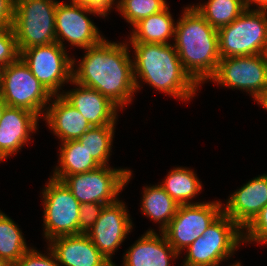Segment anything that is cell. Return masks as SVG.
I'll return each instance as SVG.
<instances>
[{
    "label": "cell",
    "mask_w": 267,
    "mask_h": 266,
    "mask_svg": "<svg viewBox=\"0 0 267 266\" xmlns=\"http://www.w3.org/2000/svg\"><path fill=\"white\" fill-rule=\"evenodd\" d=\"M128 42H109L105 38L97 45L85 50L83 59L75 67L73 59L72 80L95 89L110 99L121 111L132 103L136 86L133 60ZM126 104V105H125Z\"/></svg>",
    "instance_id": "obj_1"
},
{
    "label": "cell",
    "mask_w": 267,
    "mask_h": 266,
    "mask_svg": "<svg viewBox=\"0 0 267 266\" xmlns=\"http://www.w3.org/2000/svg\"><path fill=\"white\" fill-rule=\"evenodd\" d=\"M136 90L140 80L179 100H191L199 85L184 70L174 44L130 42ZM139 78L140 80L138 81Z\"/></svg>",
    "instance_id": "obj_2"
},
{
    "label": "cell",
    "mask_w": 267,
    "mask_h": 266,
    "mask_svg": "<svg viewBox=\"0 0 267 266\" xmlns=\"http://www.w3.org/2000/svg\"><path fill=\"white\" fill-rule=\"evenodd\" d=\"M177 21L175 49L184 70L201 86L214 75L221 59L218 31L191 5Z\"/></svg>",
    "instance_id": "obj_3"
},
{
    "label": "cell",
    "mask_w": 267,
    "mask_h": 266,
    "mask_svg": "<svg viewBox=\"0 0 267 266\" xmlns=\"http://www.w3.org/2000/svg\"><path fill=\"white\" fill-rule=\"evenodd\" d=\"M217 31L221 58L267 54V10L246 9Z\"/></svg>",
    "instance_id": "obj_4"
},
{
    "label": "cell",
    "mask_w": 267,
    "mask_h": 266,
    "mask_svg": "<svg viewBox=\"0 0 267 266\" xmlns=\"http://www.w3.org/2000/svg\"><path fill=\"white\" fill-rule=\"evenodd\" d=\"M243 230L223 212L187 247L183 266H219L237 251Z\"/></svg>",
    "instance_id": "obj_5"
},
{
    "label": "cell",
    "mask_w": 267,
    "mask_h": 266,
    "mask_svg": "<svg viewBox=\"0 0 267 266\" xmlns=\"http://www.w3.org/2000/svg\"><path fill=\"white\" fill-rule=\"evenodd\" d=\"M56 0H15L13 30L19 53L56 42Z\"/></svg>",
    "instance_id": "obj_6"
},
{
    "label": "cell",
    "mask_w": 267,
    "mask_h": 266,
    "mask_svg": "<svg viewBox=\"0 0 267 266\" xmlns=\"http://www.w3.org/2000/svg\"><path fill=\"white\" fill-rule=\"evenodd\" d=\"M0 96L7 106L28 110L39 118L52 98L20 57L1 69Z\"/></svg>",
    "instance_id": "obj_7"
},
{
    "label": "cell",
    "mask_w": 267,
    "mask_h": 266,
    "mask_svg": "<svg viewBox=\"0 0 267 266\" xmlns=\"http://www.w3.org/2000/svg\"><path fill=\"white\" fill-rule=\"evenodd\" d=\"M129 169H112L108 165L67 177H52L62 181L73 196L84 203L111 204L119 199L120 192L130 181Z\"/></svg>",
    "instance_id": "obj_8"
},
{
    "label": "cell",
    "mask_w": 267,
    "mask_h": 266,
    "mask_svg": "<svg viewBox=\"0 0 267 266\" xmlns=\"http://www.w3.org/2000/svg\"><path fill=\"white\" fill-rule=\"evenodd\" d=\"M42 191L45 239L50 241L60 236L78 235L81 204L72 192L62 181L52 177Z\"/></svg>",
    "instance_id": "obj_9"
},
{
    "label": "cell",
    "mask_w": 267,
    "mask_h": 266,
    "mask_svg": "<svg viewBox=\"0 0 267 266\" xmlns=\"http://www.w3.org/2000/svg\"><path fill=\"white\" fill-rule=\"evenodd\" d=\"M59 43L26 48L20 52V58L29 67L32 74L52 95H62V85L72 82L73 57ZM59 91V92H58Z\"/></svg>",
    "instance_id": "obj_10"
},
{
    "label": "cell",
    "mask_w": 267,
    "mask_h": 266,
    "mask_svg": "<svg viewBox=\"0 0 267 266\" xmlns=\"http://www.w3.org/2000/svg\"><path fill=\"white\" fill-rule=\"evenodd\" d=\"M209 81L244 90L256 100L267 89V54L221 58Z\"/></svg>",
    "instance_id": "obj_11"
},
{
    "label": "cell",
    "mask_w": 267,
    "mask_h": 266,
    "mask_svg": "<svg viewBox=\"0 0 267 266\" xmlns=\"http://www.w3.org/2000/svg\"><path fill=\"white\" fill-rule=\"evenodd\" d=\"M220 201L195 202L179 205L175 216L162 231L168 243L180 255L192 244L223 212Z\"/></svg>",
    "instance_id": "obj_12"
},
{
    "label": "cell",
    "mask_w": 267,
    "mask_h": 266,
    "mask_svg": "<svg viewBox=\"0 0 267 266\" xmlns=\"http://www.w3.org/2000/svg\"><path fill=\"white\" fill-rule=\"evenodd\" d=\"M105 17L99 10L71 3L58 1L55 14L56 42L65 48L64 39L71 46L82 49L99 44L104 37L87 15Z\"/></svg>",
    "instance_id": "obj_13"
},
{
    "label": "cell",
    "mask_w": 267,
    "mask_h": 266,
    "mask_svg": "<svg viewBox=\"0 0 267 266\" xmlns=\"http://www.w3.org/2000/svg\"><path fill=\"white\" fill-rule=\"evenodd\" d=\"M124 202L119 199L104 205L99 218L86 233L95 247L114 266L111 257L133 229L130 214Z\"/></svg>",
    "instance_id": "obj_14"
},
{
    "label": "cell",
    "mask_w": 267,
    "mask_h": 266,
    "mask_svg": "<svg viewBox=\"0 0 267 266\" xmlns=\"http://www.w3.org/2000/svg\"><path fill=\"white\" fill-rule=\"evenodd\" d=\"M267 204V174L248 181L229 196L223 213L244 230Z\"/></svg>",
    "instance_id": "obj_15"
},
{
    "label": "cell",
    "mask_w": 267,
    "mask_h": 266,
    "mask_svg": "<svg viewBox=\"0 0 267 266\" xmlns=\"http://www.w3.org/2000/svg\"><path fill=\"white\" fill-rule=\"evenodd\" d=\"M39 117L22 108L6 106L0 119V162L18 152L37 131Z\"/></svg>",
    "instance_id": "obj_16"
},
{
    "label": "cell",
    "mask_w": 267,
    "mask_h": 266,
    "mask_svg": "<svg viewBox=\"0 0 267 266\" xmlns=\"http://www.w3.org/2000/svg\"><path fill=\"white\" fill-rule=\"evenodd\" d=\"M71 83L76 86V89L63 92L62 96L92 127L116 124L117 112L120 109L117 105L95 89L80 85L73 80Z\"/></svg>",
    "instance_id": "obj_17"
},
{
    "label": "cell",
    "mask_w": 267,
    "mask_h": 266,
    "mask_svg": "<svg viewBox=\"0 0 267 266\" xmlns=\"http://www.w3.org/2000/svg\"><path fill=\"white\" fill-rule=\"evenodd\" d=\"M60 266H114L84 233L48 241Z\"/></svg>",
    "instance_id": "obj_18"
},
{
    "label": "cell",
    "mask_w": 267,
    "mask_h": 266,
    "mask_svg": "<svg viewBox=\"0 0 267 266\" xmlns=\"http://www.w3.org/2000/svg\"><path fill=\"white\" fill-rule=\"evenodd\" d=\"M159 234L153 229L147 230L126 250L122 266H170V260L178 258L179 254L168 243L163 232Z\"/></svg>",
    "instance_id": "obj_19"
},
{
    "label": "cell",
    "mask_w": 267,
    "mask_h": 266,
    "mask_svg": "<svg viewBox=\"0 0 267 266\" xmlns=\"http://www.w3.org/2000/svg\"><path fill=\"white\" fill-rule=\"evenodd\" d=\"M52 98L43 119L61 142L78 140L92 127L62 95H55Z\"/></svg>",
    "instance_id": "obj_20"
},
{
    "label": "cell",
    "mask_w": 267,
    "mask_h": 266,
    "mask_svg": "<svg viewBox=\"0 0 267 266\" xmlns=\"http://www.w3.org/2000/svg\"><path fill=\"white\" fill-rule=\"evenodd\" d=\"M174 22L167 6L161 12L145 17L134 24L129 42L170 44L168 40L175 38Z\"/></svg>",
    "instance_id": "obj_21"
},
{
    "label": "cell",
    "mask_w": 267,
    "mask_h": 266,
    "mask_svg": "<svg viewBox=\"0 0 267 266\" xmlns=\"http://www.w3.org/2000/svg\"><path fill=\"white\" fill-rule=\"evenodd\" d=\"M141 202L142 213L154 222H159L162 232L175 216L179 205L159 185L145 186Z\"/></svg>",
    "instance_id": "obj_22"
},
{
    "label": "cell",
    "mask_w": 267,
    "mask_h": 266,
    "mask_svg": "<svg viewBox=\"0 0 267 266\" xmlns=\"http://www.w3.org/2000/svg\"><path fill=\"white\" fill-rule=\"evenodd\" d=\"M161 183L165 192L178 205L194 204L190 201L202 190L197 174L186 167L172 169Z\"/></svg>",
    "instance_id": "obj_23"
},
{
    "label": "cell",
    "mask_w": 267,
    "mask_h": 266,
    "mask_svg": "<svg viewBox=\"0 0 267 266\" xmlns=\"http://www.w3.org/2000/svg\"><path fill=\"white\" fill-rule=\"evenodd\" d=\"M58 162L60 164L56 166L51 177H67L85 173L100 166L78 140L61 143Z\"/></svg>",
    "instance_id": "obj_24"
},
{
    "label": "cell",
    "mask_w": 267,
    "mask_h": 266,
    "mask_svg": "<svg viewBox=\"0 0 267 266\" xmlns=\"http://www.w3.org/2000/svg\"><path fill=\"white\" fill-rule=\"evenodd\" d=\"M29 249L18 225L0 210V257L13 266Z\"/></svg>",
    "instance_id": "obj_25"
},
{
    "label": "cell",
    "mask_w": 267,
    "mask_h": 266,
    "mask_svg": "<svg viewBox=\"0 0 267 266\" xmlns=\"http://www.w3.org/2000/svg\"><path fill=\"white\" fill-rule=\"evenodd\" d=\"M192 6L217 30L230 24L246 10L243 0H208L202 5L197 3Z\"/></svg>",
    "instance_id": "obj_26"
},
{
    "label": "cell",
    "mask_w": 267,
    "mask_h": 266,
    "mask_svg": "<svg viewBox=\"0 0 267 266\" xmlns=\"http://www.w3.org/2000/svg\"><path fill=\"white\" fill-rule=\"evenodd\" d=\"M114 126L115 125H104L91 127L78 139L80 144L85 147L89 155L100 166L108 165L113 146Z\"/></svg>",
    "instance_id": "obj_27"
},
{
    "label": "cell",
    "mask_w": 267,
    "mask_h": 266,
    "mask_svg": "<svg viewBox=\"0 0 267 266\" xmlns=\"http://www.w3.org/2000/svg\"><path fill=\"white\" fill-rule=\"evenodd\" d=\"M116 8L130 25L164 10L166 0H118Z\"/></svg>",
    "instance_id": "obj_28"
},
{
    "label": "cell",
    "mask_w": 267,
    "mask_h": 266,
    "mask_svg": "<svg viewBox=\"0 0 267 266\" xmlns=\"http://www.w3.org/2000/svg\"><path fill=\"white\" fill-rule=\"evenodd\" d=\"M20 56L13 27L0 26V69Z\"/></svg>",
    "instance_id": "obj_29"
},
{
    "label": "cell",
    "mask_w": 267,
    "mask_h": 266,
    "mask_svg": "<svg viewBox=\"0 0 267 266\" xmlns=\"http://www.w3.org/2000/svg\"><path fill=\"white\" fill-rule=\"evenodd\" d=\"M242 242H257L260 244L262 242L267 244V204L245 228V230H243Z\"/></svg>",
    "instance_id": "obj_30"
},
{
    "label": "cell",
    "mask_w": 267,
    "mask_h": 266,
    "mask_svg": "<svg viewBox=\"0 0 267 266\" xmlns=\"http://www.w3.org/2000/svg\"><path fill=\"white\" fill-rule=\"evenodd\" d=\"M48 249L47 256L30 247L13 266H60L52 250Z\"/></svg>",
    "instance_id": "obj_31"
},
{
    "label": "cell",
    "mask_w": 267,
    "mask_h": 266,
    "mask_svg": "<svg viewBox=\"0 0 267 266\" xmlns=\"http://www.w3.org/2000/svg\"><path fill=\"white\" fill-rule=\"evenodd\" d=\"M105 204L84 203L80 205L79 234H86L95 224Z\"/></svg>",
    "instance_id": "obj_32"
},
{
    "label": "cell",
    "mask_w": 267,
    "mask_h": 266,
    "mask_svg": "<svg viewBox=\"0 0 267 266\" xmlns=\"http://www.w3.org/2000/svg\"><path fill=\"white\" fill-rule=\"evenodd\" d=\"M15 0H0V26L13 27Z\"/></svg>",
    "instance_id": "obj_33"
},
{
    "label": "cell",
    "mask_w": 267,
    "mask_h": 266,
    "mask_svg": "<svg viewBox=\"0 0 267 266\" xmlns=\"http://www.w3.org/2000/svg\"><path fill=\"white\" fill-rule=\"evenodd\" d=\"M117 0H70L71 3L88 6L94 9L99 10L106 17L110 9L112 10L113 6L117 4Z\"/></svg>",
    "instance_id": "obj_34"
},
{
    "label": "cell",
    "mask_w": 267,
    "mask_h": 266,
    "mask_svg": "<svg viewBox=\"0 0 267 266\" xmlns=\"http://www.w3.org/2000/svg\"><path fill=\"white\" fill-rule=\"evenodd\" d=\"M246 9H250L251 5H256L257 10H267V0H243Z\"/></svg>",
    "instance_id": "obj_35"
},
{
    "label": "cell",
    "mask_w": 267,
    "mask_h": 266,
    "mask_svg": "<svg viewBox=\"0 0 267 266\" xmlns=\"http://www.w3.org/2000/svg\"><path fill=\"white\" fill-rule=\"evenodd\" d=\"M255 101L267 110V89Z\"/></svg>",
    "instance_id": "obj_36"
},
{
    "label": "cell",
    "mask_w": 267,
    "mask_h": 266,
    "mask_svg": "<svg viewBox=\"0 0 267 266\" xmlns=\"http://www.w3.org/2000/svg\"><path fill=\"white\" fill-rule=\"evenodd\" d=\"M6 106L7 104L3 101L2 97L0 96V119Z\"/></svg>",
    "instance_id": "obj_37"
},
{
    "label": "cell",
    "mask_w": 267,
    "mask_h": 266,
    "mask_svg": "<svg viewBox=\"0 0 267 266\" xmlns=\"http://www.w3.org/2000/svg\"><path fill=\"white\" fill-rule=\"evenodd\" d=\"M0 266H11L2 257H0Z\"/></svg>",
    "instance_id": "obj_38"
},
{
    "label": "cell",
    "mask_w": 267,
    "mask_h": 266,
    "mask_svg": "<svg viewBox=\"0 0 267 266\" xmlns=\"http://www.w3.org/2000/svg\"><path fill=\"white\" fill-rule=\"evenodd\" d=\"M229 266V265H228ZM230 266H241V263L240 262H236V263H234V264H232V265H230Z\"/></svg>",
    "instance_id": "obj_39"
}]
</instances>
